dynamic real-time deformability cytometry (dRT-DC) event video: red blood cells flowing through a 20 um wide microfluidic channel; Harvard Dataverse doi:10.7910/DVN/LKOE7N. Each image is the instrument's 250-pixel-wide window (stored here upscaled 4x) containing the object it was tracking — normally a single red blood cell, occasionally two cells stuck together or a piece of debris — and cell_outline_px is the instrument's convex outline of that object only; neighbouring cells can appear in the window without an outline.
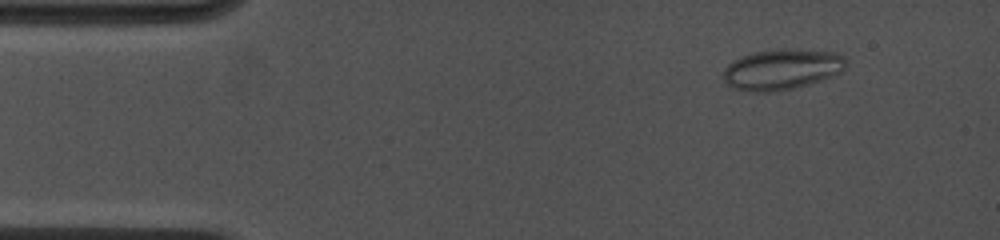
{"species": "common noctule bat (a hibernating species)", "species_latin": "Nyctalus noctula", "temperature_condition": "cold", "stored_images_in_passage": 55, "camera_frame_rate_fps": 4500, "um_per_image_px": 0.085, "animal": {"sex": "female", "body_mass_g": 19.0, "forearm_length_mm": 53.3}, "frame": {"image": 1, "passage_image": 6, "time_ms": 1.333, "image_size_px": [1000, 240], "cell_outline_px": [[848, 64], [840, 72], [832, 76], [796, 88], [776, 92], [752, 92], [732, 88], [724, 84], [724, 68], [732, 60], [740, 56], [752, 52], [780, 48], [796, 48], [840, 52], [848, 60]], "centroid_in_image_um": [66.47, 5.88], "position_along_channel_um": 18.5, "area_um2": 29.94}}
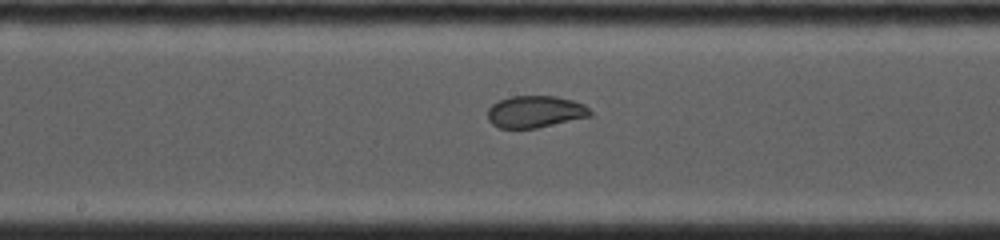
{"frame": {"image": 2, "passage_image": 31, "time_ms": 8.0, "image_size_px": [1000, 240], "cell_outline_px": [[592, 116], [536, 128], [500, 128], [492, 124], [488, 120], [488, 108], [492, 104], [500, 100], [512, 96], [556, 96], [572, 100], [584, 104], [592, 112]], "centroid_in_image_um": [45.5, 9.49], "position_along_channel_um": 202.7, "area_um2": 19.07}}
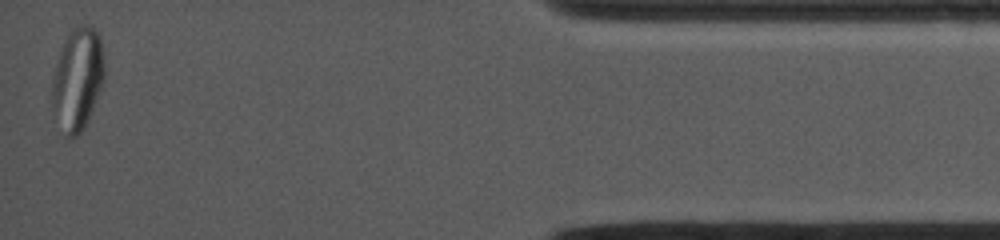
{"frame": {"image": 3, "passage_image": 55, "time_ms": 15.111, "image_size_px": [1000, 240], "cell_outline_px": [[104, 80], [88, 120], [80, 132], [76, 136], [64, 136], [52, 104], [52, 76], [64, 40], [80, 24], [92, 24], [100, 40], [104, 56]], "centroid_in_image_um": [6.6, 6.7], "position_along_channel_um": 428.6, "area_um2": 30.87}}